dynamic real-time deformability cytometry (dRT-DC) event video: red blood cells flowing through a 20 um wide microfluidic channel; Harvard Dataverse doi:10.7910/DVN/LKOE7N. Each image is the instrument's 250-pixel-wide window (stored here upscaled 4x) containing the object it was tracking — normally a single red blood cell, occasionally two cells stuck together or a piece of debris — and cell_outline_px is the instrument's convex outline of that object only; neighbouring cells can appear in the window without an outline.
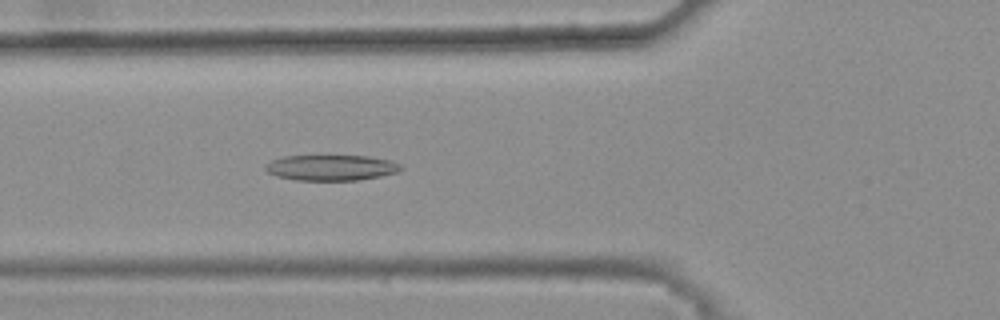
{"species": "common noctule bat (a hibernating species)", "species_latin": "Nyctalus noctula", "temperature_condition": "warm", "stored_images_in_passage": 45, "camera_frame_rate_fps": 3000, "um_per_image_px": 0.085, "animal": {"sex": "female", "body_mass_g": 25.1}, "frame": {"image": 1, "passage_image": 19, "time_ms": 6.0, "image_size_px": [1000, 320], "cell_outline_px": [[404, 168], [400, 172], [380, 176], [356, 180], [296, 180], [276, 176], [268, 172], [264, 168], [264, 164], [272, 160], [284, 156], [328, 152], [368, 156], [388, 160], [400, 164]], "centroid_in_image_um": [28.12, 14.19], "position_along_channel_um": 97.7, "area_um2": 21.44}}
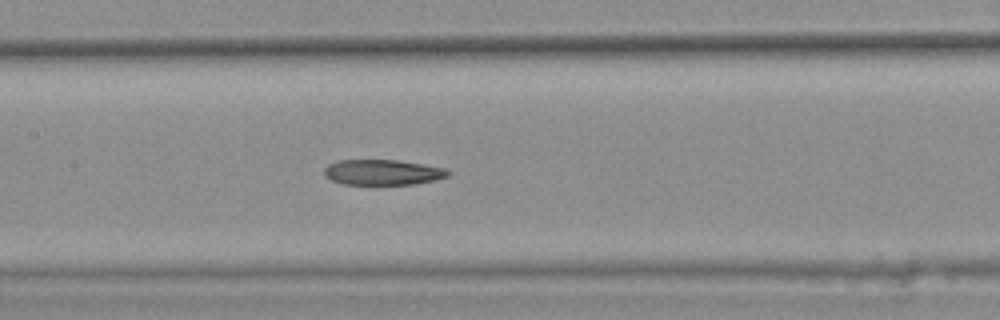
{"frame": {"image": 2, "passage_image": 25, "time_ms": 8.0, "image_size_px": [1000, 320], "cell_outline_px": [[448, 176], [436, 180], [416, 184], [344, 184], [332, 180], [324, 176], [324, 168], [328, 164], [336, 160], [396, 160], [448, 168]], "centroid_in_image_um": [32.52, 14.64], "position_along_channel_um": 174.9, "area_um2": 18.38}}
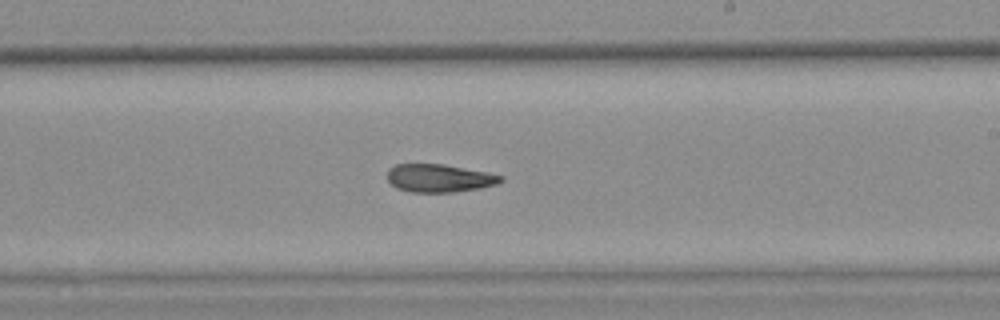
{"frame": {"image": 3, "passage_image": 31, "time_ms": 10.0, "image_size_px": [1000, 320], "cell_outline_px": [[504, 180], [496, 184], [480, 188], [456, 192], [408, 192], [396, 188], [388, 180], [388, 168], [396, 164], [444, 164], [488, 172], [504, 176]], "centroid_in_image_um": [37.35, 15.14], "position_along_channel_um": 251.7, "area_um2": 18.67}, "authors_computed_cell_mechanics": {"area_um2": 19.8254, "velocity_mm_per_s": 3.8485, "shape_relaxation_time_tau1_ms": null, "shape_relaxation_time_tau2_ms": 4.8941, "deformation_change_tau1": null, "deformation_change_tau2": 0.1506}}